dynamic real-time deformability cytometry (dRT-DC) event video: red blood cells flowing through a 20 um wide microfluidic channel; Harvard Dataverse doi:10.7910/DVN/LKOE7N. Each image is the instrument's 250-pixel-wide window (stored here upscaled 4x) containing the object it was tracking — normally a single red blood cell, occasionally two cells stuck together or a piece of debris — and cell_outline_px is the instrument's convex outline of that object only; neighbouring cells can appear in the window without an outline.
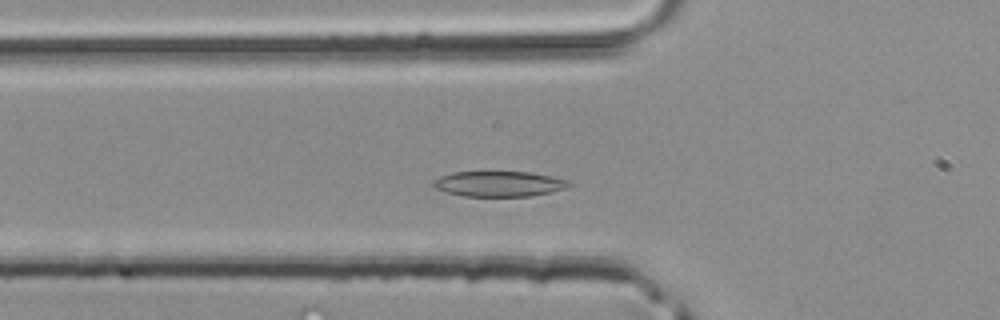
{"species": "common noctule bat (a hibernating species)", "species_latin": "Nyctalus noctula", "temperature_condition": "room temperature", "stored_images_in_passage": 39, "camera_frame_rate_fps": 3000, "um_per_image_px": 0.085, "animal": {"sex": "male", "body_mass_g": 20.4}, "frame": {"image": 1, "passage_image": 9, "time_ms": 2.667, "image_size_px": [1000, 320], "cell_outline_px": [[572, 184], [568, 188], [552, 192], [532, 196], [464, 196], [448, 192], [436, 188], [432, 184], [432, 180], [440, 176], [452, 172], [528, 172], [568, 180]], "centroid_in_image_um": [42.42, 15.63], "position_along_channel_um": 83.4, "area_um2": 20.0}}
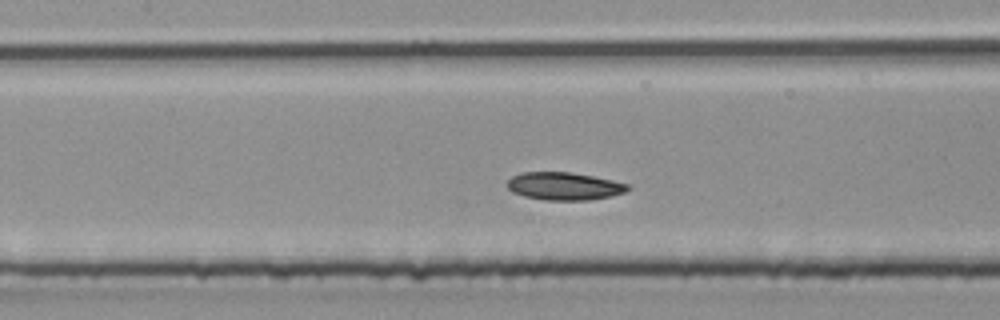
{"frame": {"image": 2, "passage_image": 14, "time_ms": 4.333, "image_size_px": [1000, 320], "cell_outline_px": [[632, 188], [624, 192], [612, 196], [588, 200], [544, 200], [524, 196], [512, 192], [504, 184], [512, 176], [520, 172], [572, 172], [632, 184]], "centroid_in_image_um": [47.96, 15.82], "position_along_channel_um": 159.4, "area_um2": 19.77}}
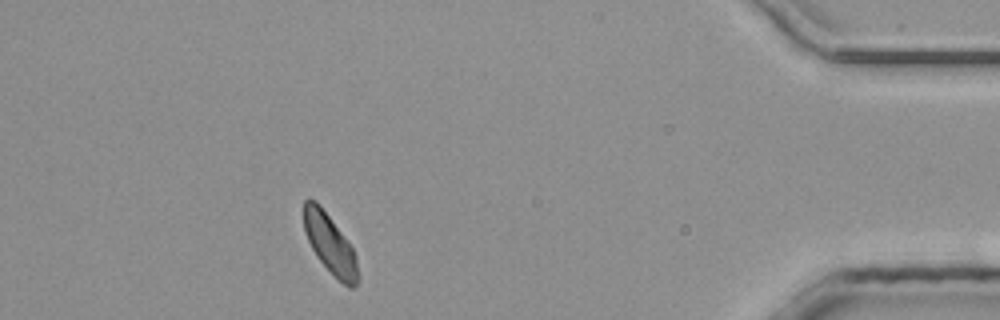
{"frame": {"image": 3, "passage_image": 34, "time_ms": 11.0, "image_size_px": [1000, 320], "cell_outline_px": [[360, 276], [356, 284], [352, 288], [348, 288], [336, 280], [316, 256], [304, 232], [304, 200], [308, 196], [316, 200], [320, 204], [352, 248], [356, 256]], "centroid_in_image_um": [28.05, 20.77], "position_along_channel_um": 407.2, "area_um2": 18.96}}